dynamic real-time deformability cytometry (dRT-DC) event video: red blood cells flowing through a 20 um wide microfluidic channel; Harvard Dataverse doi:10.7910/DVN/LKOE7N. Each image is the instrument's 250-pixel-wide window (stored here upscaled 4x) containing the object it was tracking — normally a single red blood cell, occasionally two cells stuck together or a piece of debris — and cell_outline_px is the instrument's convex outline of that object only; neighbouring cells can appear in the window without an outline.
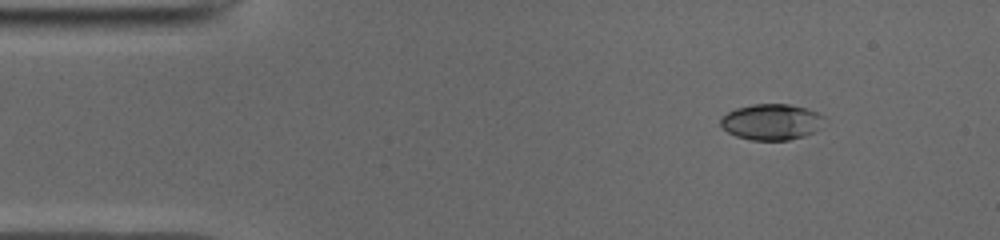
{"species": "common noctule bat (a hibernating species)", "species_latin": "Nyctalus noctula", "temperature_condition": "cold", "stored_images_in_passage": 45, "camera_frame_rate_fps": 3000, "um_per_image_px": 0.085, "animal": {"sex": "male", "body_mass_g": 19.0, "forearm_length_mm": 50.8}, "frame": {"image": 1, "passage_image": 1, "time_ms": 0.0, "image_size_px": [1000, 240], "cell_outline_px": [[824, 116], [820, 128], [804, 136], [788, 140], [752, 140], [736, 136], [728, 132], [720, 124], [720, 120], [728, 112], [736, 108], [752, 104], [788, 104], [804, 108], [816, 112]], "centroid_in_image_um": [65.56, 10.36], "position_along_channel_um": 19.4, "area_um2": 21.5}}
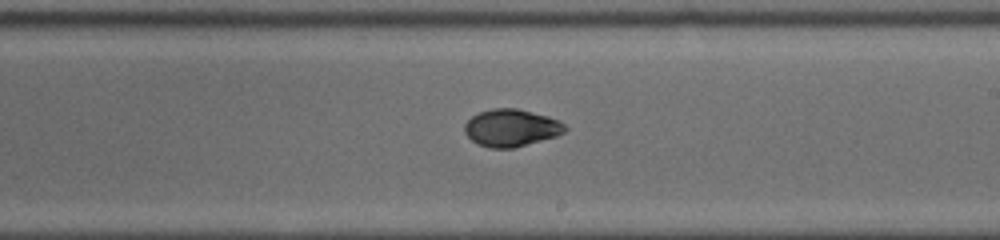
{"frame": {"image": 2, "passage_image": 24, "time_ms": 7.667, "image_size_px": [1000, 240], "cell_outline_px": [[568, 128], [564, 132], [556, 136], [512, 148], [488, 148], [476, 144], [464, 132], [464, 124], [472, 116], [480, 112], [492, 108], [516, 108], [548, 116], [564, 124]], "centroid_in_image_um": [43.42, 10.87], "position_along_channel_um": 245.6, "area_um2": 21.73}}
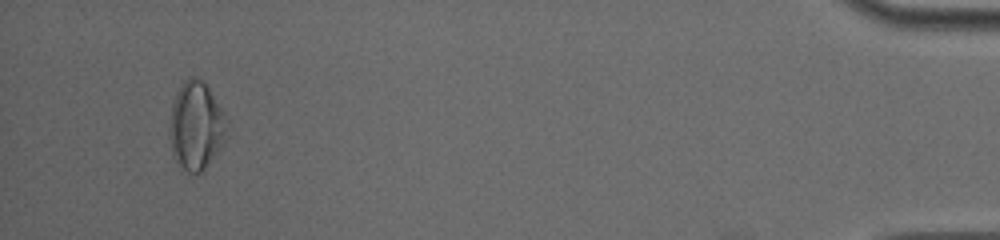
{"frame": {"image": 3, "passage_image": 43, "time_ms": 14.0, "image_size_px": [1000, 240], "cell_outline_px": [[228, 136], [224, 144], [200, 172], [180, 172], [172, 156], [168, 136], [168, 128], [172, 104], [176, 92], [180, 84], [184, 80], [192, 76], [200, 80], [208, 88], [224, 112], [228, 120]], "centroid_in_image_um": [16.64, 10.73], "position_along_channel_um": 418.6, "area_um2": 30.11}, "authors_computed_cell_mechanics": {"area_um2": 21.8484, "velocity_mm_per_s": 3.9493, "shape_relaxation_time_tau1_ms": 5.8064, "shape_relaxation_time_tau2_ms": 2.7624, "deformation_change_tau1": 0.1779, "deformation_change_tau2": 0.0515}}